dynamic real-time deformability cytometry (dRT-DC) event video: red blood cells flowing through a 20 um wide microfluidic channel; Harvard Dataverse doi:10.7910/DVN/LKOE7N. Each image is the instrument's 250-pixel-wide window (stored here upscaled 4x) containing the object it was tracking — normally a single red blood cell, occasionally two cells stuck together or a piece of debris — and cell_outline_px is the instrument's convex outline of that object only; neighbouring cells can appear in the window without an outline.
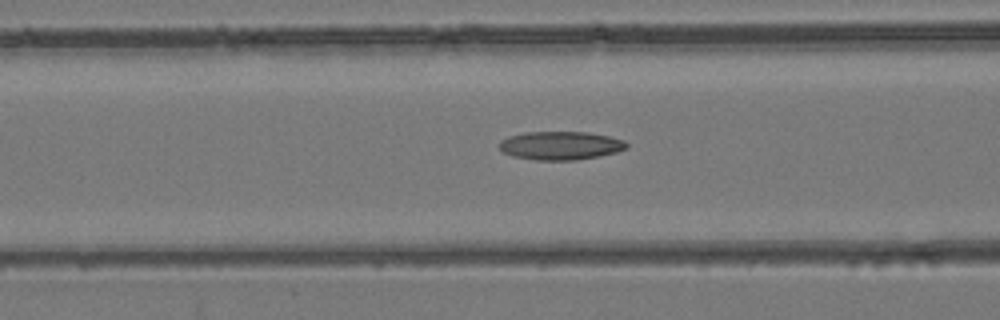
{"species": "common noctule bat (a hibernating species)", "species_latin": "Nyctalus noctula", "temperature_condition": "room temperature", "stored_images_in_passage": 47, "camera_frame_rate_fps": 3000, "um_per_image_px": 0.085, "animal": {"sex": "female", "body_mass_g": 24.6, "forearm_length_mm": 56.2}, "frame": {"image": 1, "passage_image": 19, "time_ms": 6.0, "image_size_px": [1000, 320], "cell_outline_px": [[628, 148], [616, 152], [600, 156], [576, 160], [536, 160], [512, 156], [504, 152], [500, 148], [500, 140], [508, 136], [524, 132], [588, 132], [608, 136], [624, 140], [628, 144]], "centroid_in_image_um": [47.65, 12.37], "position_along_channel_um": 118.9, "area_um2": 21.15}}
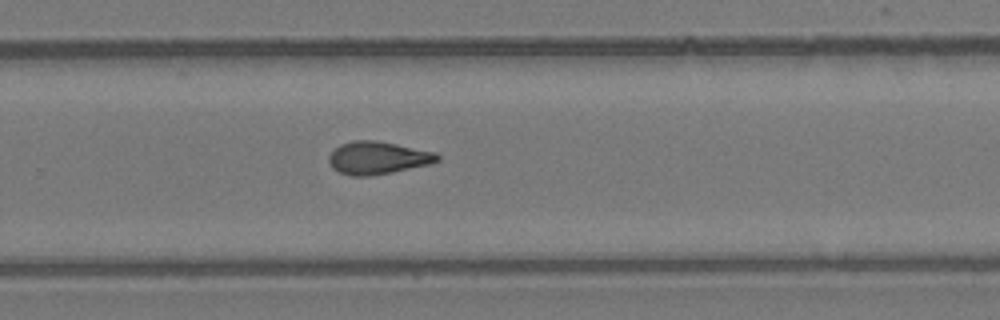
{"frame": {"image": 2, "passage_image": 31, "time_ms": 10.0, "image_size_px": [1000, 320], "cell_outline_px": [[440, 160], [428, 164], [392, 172], [368, 176], [352, 176], [340, 172], [332, 168], [328, 160], [328, 156], [340, 144], [352, 140], [376, 140], [436, 152], [440, 156]], "centroid_in_image_um": [32.09, 13.41], "position_along_channel_um": 297.7, "area_um2": 20.58}}
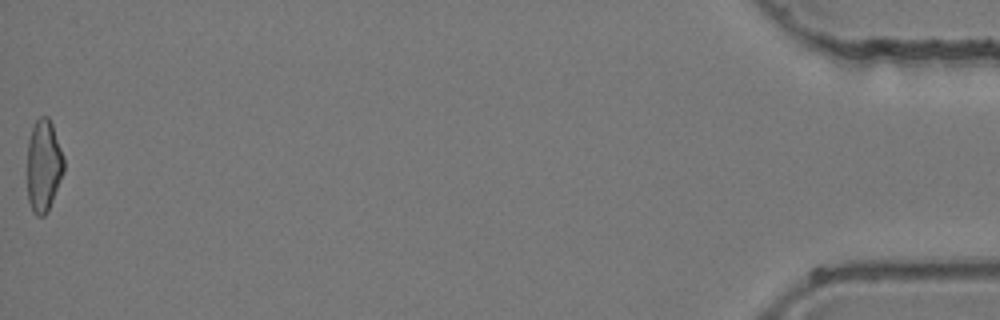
{"frame": {"image": 3, "passage_image": 47, "time_ms": 15.333, "image_size_px": [1000, 320], "cell_outline_px": [[64, 172], [48, 212], [44, 216], [36, 216], [32, 212], [28, 200], [28, 140], [32, 128], [36, 120], [40, 116], [48, 116], [52, 124], [64, 156]], "centroid_in_image_um": [3.72, 14.11], "position_along_channel_um": 431.5, "area_um2": 19.83}}